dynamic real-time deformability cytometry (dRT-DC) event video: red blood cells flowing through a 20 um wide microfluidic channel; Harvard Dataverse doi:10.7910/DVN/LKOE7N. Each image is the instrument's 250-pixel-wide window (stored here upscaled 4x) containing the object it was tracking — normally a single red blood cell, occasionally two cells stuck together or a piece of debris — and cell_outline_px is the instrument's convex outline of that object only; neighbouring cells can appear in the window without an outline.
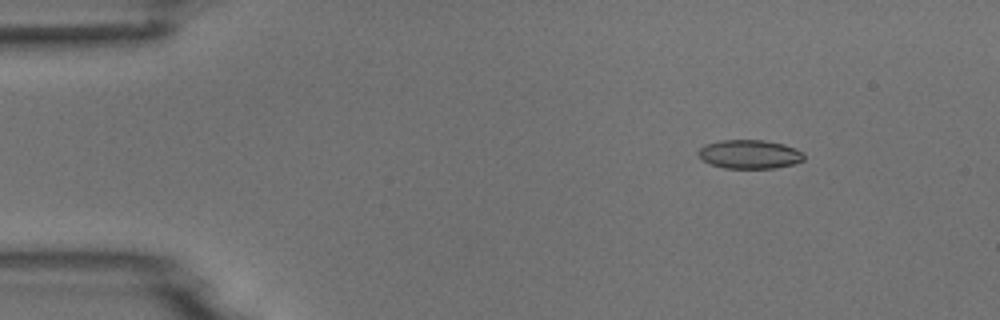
{"species": "common noctule bat (a hibernating species)", "species_latin": "Nyctalus noctula", "temperature_condition": "room temperature", "stored_images_in_passage": 3, "camera_frame_rate_fps": 3000, "um_per_image_px": 0.085, "animal": {"sex": "male", "body_mass_g": 18.8}, "frame": {"image": 1, "passage_image": 2, "time_ms": 1.333, "image_size_px": [1000, 320], "cell_outline_px": [[804, 160], [792, 164], [772, 168], [724, 168], [700, 160], [696, 152], [704, 144], [720, 140], [764, 140], [784, 144], [796, 148], [804, 152]], "centroid_in_image_um": [63.69, 13.1], "position_along_channel_um": 21.3, "area_um2": 17.92}}